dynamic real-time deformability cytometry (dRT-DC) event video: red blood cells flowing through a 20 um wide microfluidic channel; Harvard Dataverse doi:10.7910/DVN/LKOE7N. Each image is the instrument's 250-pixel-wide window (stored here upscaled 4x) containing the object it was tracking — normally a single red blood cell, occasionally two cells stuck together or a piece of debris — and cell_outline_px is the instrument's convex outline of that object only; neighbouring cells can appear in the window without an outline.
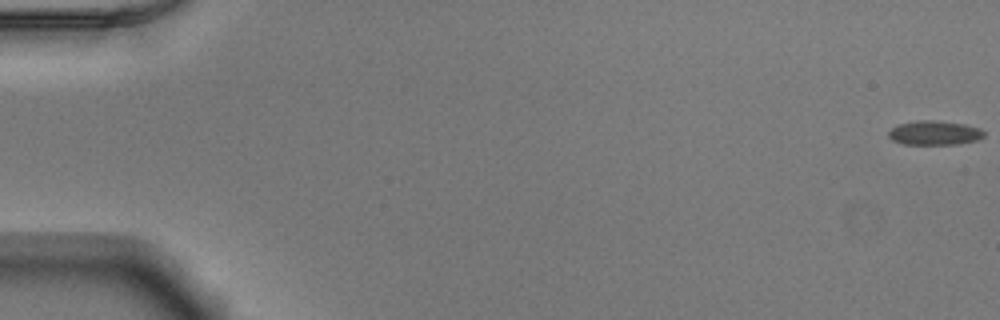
{"species": "Egyptian fruit bat (a non-hibernating species)", "species_latin": "Rousettus aegyptiacus", "temperature_condition": "warm", "stored_images_in_passage": 53, "camera_frame_rate_fps": 3000, "um_per_image_px": 0.085, "animal": {"sex": "male"}, "frame": {"image": 1, "passage_image": 1, "time_ms": 0.0, "image_size_px": [1000, 320], "cell_outline_px": [[984, 136], [976, 140], [960, 144], [904, 144], [892, 140], [888, 136], [888, 132], [892, 128], [900, 124], [916, 120], [932, 120], [964, 124], [980, 128], [984, 132]], "centroid_in_image_um": [79.43, 11.29], "position_along_channel_um": 5.6, "area_um2": 13.41}}
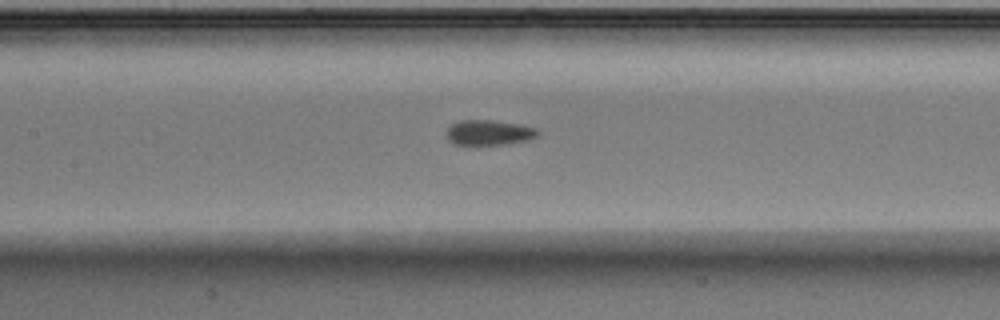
{"frame": {"image": 2, "passage_image": 26, "time_ms": 8.333, "image_size_px": [1000, 320], "cell_outline_px": [[540, 132], [536, 136], [528, 140], [504, 144], [456, 144], [448, 140], [448, 128], [452, 124], [460, 120], [492, 120], [520, 124], [536, 128]], "centroid_in_image_um": [41.59, 11.25], "position_along_channel_um": 165.8, "area_um2": 13.18}}
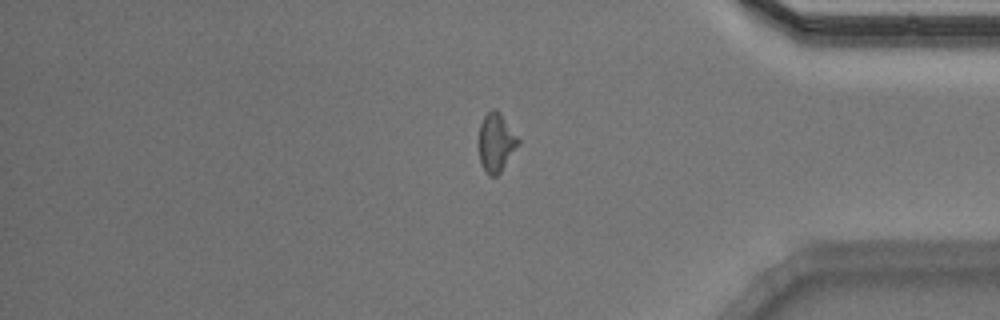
{"frame": {"image": 3, "passage_image": 45, "time_ms": 14.667, "image_size_px": [1000, 320], "cell_outline_px": [[520, 144], [500, 172], [496, 176], [488, 176], [480, 160], [480, 124], [484, 116], [492, 108], [496, 108], [500, 112], [520, 140]], "centroid_in_image_um": [42.19, 12.09], "position_along_channel_um": 393.0, "area_um2": 13.29}, "authors_computed_cell_mechanics": {"area_um2": 13.5252, "velocity_mm_per_s": 3.9143, "shape_relaxation_time_tau1_ms": 2.8818, "shape_relaxation_time_tau2_ms": 1.9482, "deformation_change_tau1": 0.1085, "deformation_change_tau2": 0.0848}}